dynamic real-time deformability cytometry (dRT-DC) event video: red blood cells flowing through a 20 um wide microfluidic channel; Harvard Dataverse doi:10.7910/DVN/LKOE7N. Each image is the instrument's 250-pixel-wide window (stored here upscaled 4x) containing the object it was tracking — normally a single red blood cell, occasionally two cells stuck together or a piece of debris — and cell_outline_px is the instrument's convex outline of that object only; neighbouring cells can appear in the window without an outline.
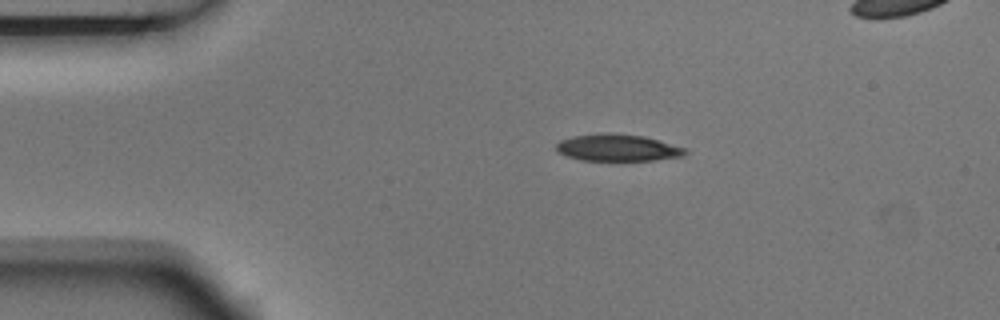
{"species": "Egyptian fruit bat (a non-hibernating species)", "species_latin": "Rousettus aegyptiacus", "temperature_condition": "room temperature", "stored_images_in_passage": 5, "camera_frame_rate_fps": 3000, "um_per_image_px": 0.085, "animal": {"sex": "male"}, "frame": {"image": 1, "passage_image": 2, "time_ms": 0.333, "image_size_px": [1000, 320], "cell_outline_px": [[688, 152], [684, 156], [656, 160], [580, 160], [568, 156], [560, 152], [556, 148], [556, 144], [560, 140], [572, 136], [604, 132], [612, 132], [644, 136], [688, 148]], "centroid_in_image_um": [52.55, 12.54], "position_along_channel_um": 32.5, "area_um2": 20.4}}
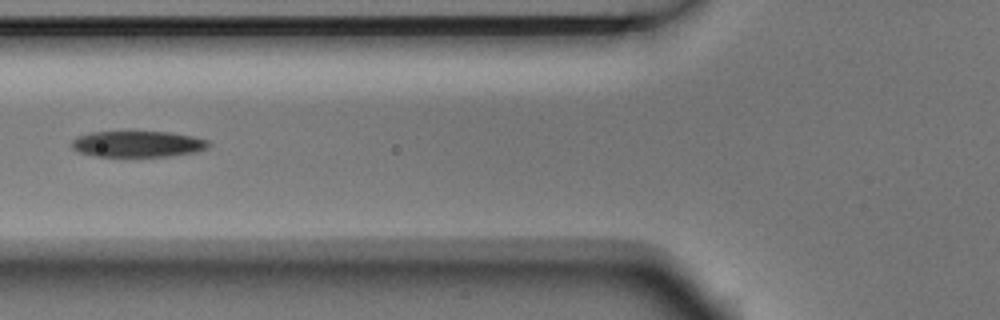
{"frame": {"image": 2, "passage_image": 5, "time_ms": 1.333, "image_size_px": [1000, 320], "cell_outline_px": [[212, 144], [208, 148], [196, 152], [168, 156], [92, 156], [76, 152], [72, 148], [72, 140], [76, 136], [92, 132], [168, 132], [192, 136], [208, 140]], "centroid_in_image_um": [11.69, 12.24], "position_along_channel_um": 114.1, "area_um2": 20.92}}